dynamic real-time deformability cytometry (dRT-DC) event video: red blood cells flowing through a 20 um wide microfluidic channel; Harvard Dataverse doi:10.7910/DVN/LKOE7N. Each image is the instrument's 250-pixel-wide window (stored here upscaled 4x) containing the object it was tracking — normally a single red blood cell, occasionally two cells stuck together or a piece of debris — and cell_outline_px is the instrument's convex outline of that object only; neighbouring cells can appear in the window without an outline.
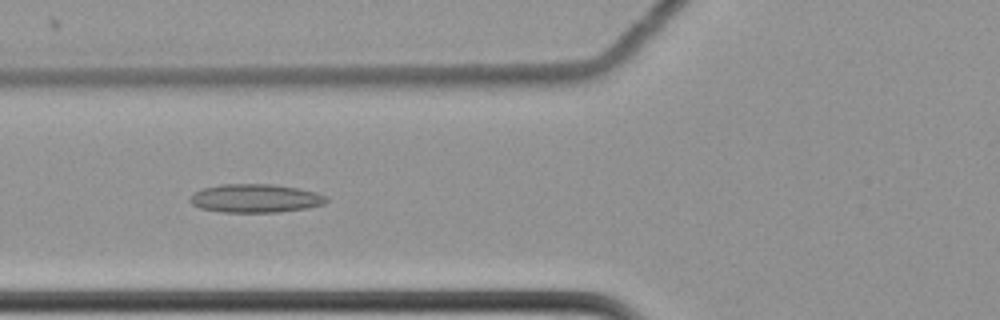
{"species": "common noctule bat (a hibernating species)", "species_latin": "Nyctalus noctula", "temperature_condition": "cold", "stored_images_in_passage": 62, "camera_frame_rate_fps": 3000, "um_per_image_px": 0.085, "animal": {"sex": "female", "body_mass_g": 22.7, "forearm_length_mm": 54.2}, "frame": {"image": 1, "passage_image": 26, "time_ms": 8.333, "image_size_px": [1000, 320], "cell_outline_px": [[328, 200], [324, 204], [304, 208], [276, 212], [220, 212], [200, 208], [192, 204], [188, 200], [200, 188], [220, 184], [272, 184], [296, 188], [316, 192], [328, 196]], "centroid_in_image_um": [21.68, 16.85], "position_along_channel_um": 104.1, "area_um2": 22.6}}
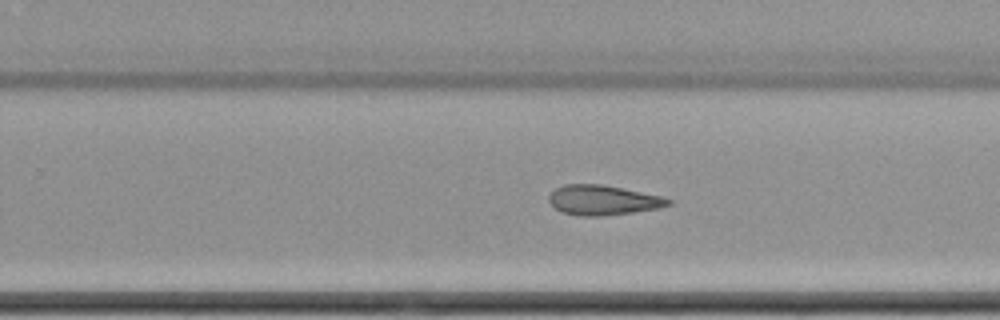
{"frame": {"image": 2, "passage_image": 41, "time_ms": 13.333, "image_size_px": [1000, 320], "cell_outline_px": [[672, 204], [660, 208], [632, 212], [600, 216], [580, 216], [560, 212], [548, 200], [548, 196], [556, 188], [564, 184], [600, 184], [660, 196], [672, 200]], "centroid_in_image_um": [51.23, 17.02], "position_along_channel_um": 278.6, "area_um2": 20.58}}
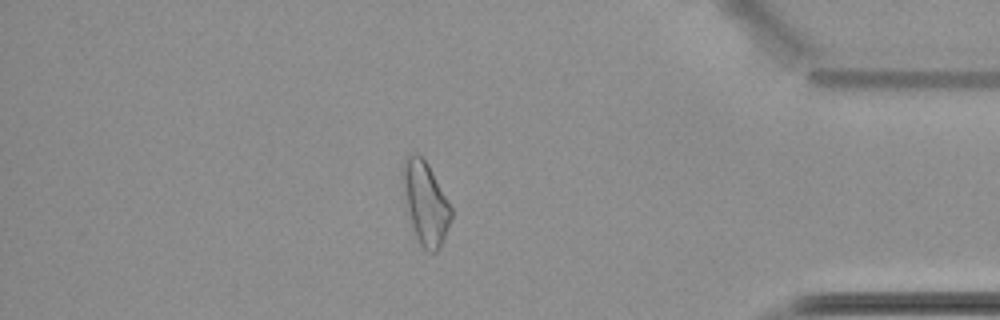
{"frame": {"image": 3, "passage_image": 54, "time_ms": 17.667, "image_size_px": [1000, 320], "cell_outline_px": [[452, 220], [444, 240], [436, 252], [428, 252], [420, 244], [416, 236], [408, 216], [404, 200], [400, 176], [404, 160], [412, 152], [416, 152], [428, 164], [452, 208]], "centroid_in_image_um": [36.14, 17.25], "position_along_channel_um": 399.1, "area_um2": 23.64}, "authors_computed_cell_mechanics": {"area_um2": 23.6402, "velocity_mm_per_s": 3.4939, "shape_relaxation_time_tau1_ms": null, "shape_relaxation_time_tau2_ms": 4.4045, "deformation_change_tau1": null, "deformation_change_tau2": 0.1241}}